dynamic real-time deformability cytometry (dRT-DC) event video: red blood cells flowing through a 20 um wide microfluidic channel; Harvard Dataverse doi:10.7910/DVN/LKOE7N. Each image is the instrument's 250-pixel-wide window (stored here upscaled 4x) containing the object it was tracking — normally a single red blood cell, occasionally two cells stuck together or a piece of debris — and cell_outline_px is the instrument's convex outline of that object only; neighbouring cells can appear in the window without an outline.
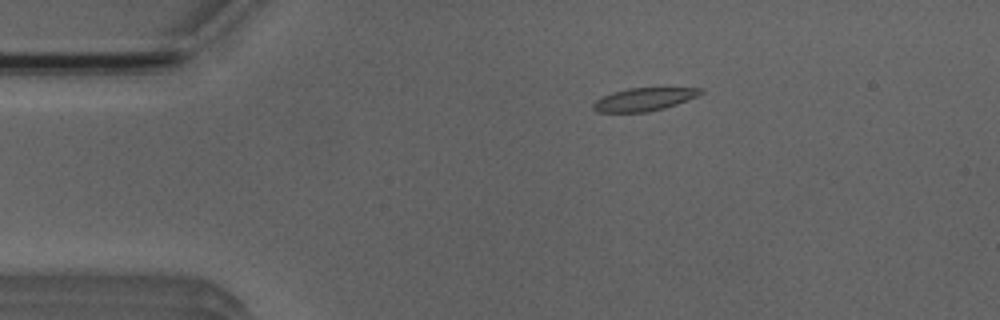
{"species": "Egyptian fruit bat (a non-hibernating species)", "species_latin": "Rousettus aegyptiacus", "temperature_condition": "room temperature", "stored_images_in_passage": 6, "camera_frame_rate_fps": 3000, "um_per_image_px": 0.085, "animal": {"sex": "male"}, "frame": {"image": 1, "passage_image": 2, "time_ms": 1.333, "image_size_px": [1000, 320], "cell_outline_px": [[704, 92], [688, 100], [664, 108], [648, 112], [596, 112], [592, 108], [592, 104], [596, 100], [612, 92], [628, 88], [700, 88]], "centroid_in_image_um": [54.7, 8.45], "position_along_channel_um": 30.3, "area_um2": 14.28}}